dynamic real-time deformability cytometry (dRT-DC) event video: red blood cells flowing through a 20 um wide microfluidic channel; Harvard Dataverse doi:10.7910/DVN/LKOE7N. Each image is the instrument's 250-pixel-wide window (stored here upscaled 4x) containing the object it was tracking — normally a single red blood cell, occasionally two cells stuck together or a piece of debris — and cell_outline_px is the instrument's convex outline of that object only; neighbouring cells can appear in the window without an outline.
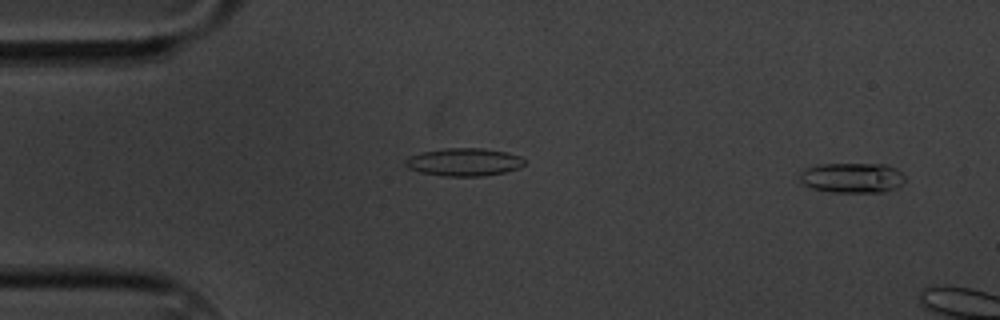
{"species": "common noctule bat (a hibernating species)", "species_latin": "Nyctalus noctula", "temperature_condition": "cold", "stored_images_in_passage": 7, "camera_frame_rate_fps": 3000, "um_per_image_px": 0.085, "animal": {"sex": "male", "body_mass_g": 20.1, "forearm_length_mm": 53.5}, "frame": {"image": 1, "passage_image": 3, "time_ms": 0.667, "image_size_px": [1000, 320], "cell_outline_px": [[904, 180], [896, 188], [884, 192], [832, 192], [812, 188], [800, 184], [800, 172], [804, 168], [820, 164], [884, 164], [896, 168], [904, 176]], "centroid_in_image_um": [72.39, 15.11], "position_along_channel_um": 12.6, "area_um2": 18.55}}